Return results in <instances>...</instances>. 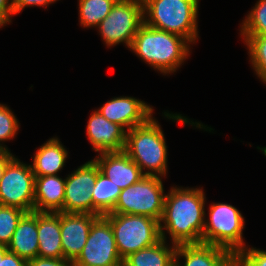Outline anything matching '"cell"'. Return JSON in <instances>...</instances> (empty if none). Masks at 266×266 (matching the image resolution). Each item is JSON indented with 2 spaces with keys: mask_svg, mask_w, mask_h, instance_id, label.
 <instances>
[{
  "mask_svg": "<svg viewBox=\"0 0 266 266\" xmlns=\"http://www.w3.org/2000/svg\"><path fill=\"white\" fill-rule=\"evenodd\" d=\"M202 190L171 188L165 196L163 215L159 221L161 239L166 240L165 228L171 236L172 244L202 243L206 216Z\"/></svg>",
  "mask_w": 266,
  "mask_h": 266,
  "instance_id": "1",
  "label": "cell"
},
{
  "mask_svg": "<svg viewBox=\"0 0 266 266\" xmlns=\"http://www.w3.org/2000/svg\"><path fill=\"white\" fill-rule=\"evenodd\" d=\"M189 41L143 23L134 36L130 49L161 73L175 72L189 55Z\"/></svg>",
  "mask_w": 266,
  "mask_h": 266,
  "instance_id": "2",
  "label": "cell"
},
{
  "mask_svg": "<svg viewBox=\"0 0 266 266\" xmlns=\"http://www.w3.org/2000/svg\"><path fill=\"white\" fill-rule=\"evenodd\" d=\"M123 151L144 175L160 177L166 174L167 146L161 127L152 116L144 124L127 131ZM145 168L147 172H143Z\"/></svg>",
  "mask_w": 266,
  "mask_h": 266,
  "instance_id": "3",
  "label": "cell"
},
{
  "mask_svg": "<svg viewBox=\"0 0 266 266\" xmlns=\"http://www.w3.org/2000/svg\"><path fill=\"white\" fill-rule=\"evenodd\" d=\"M198 3L199 0H148L144 6V23L195 42Z\"/></svg>",
  "mask_w": 266,
  "mask_h": 266,
  "instance_id": "4",
  "label": "cell"
},
{
  "mask_svg": "<svg viewBox=\"0 0 266 266\" xmlns=\"http://www.w3.org/2000/svg\"><path fill=\"white\" fill-rule=\"evenodd\" d=\"M103 217L112 227L117 250L122 259L161 240L160 222L151 217L110 212Z\"/></svg>",
  "mask_w": 266,
  "mask_h": 266,
  "instance_id": "5",
  "label": "cell"
},
{
  "mask_svg": "<svg viewBox=\"0 0 266 266\" xmlns=\"http://www.w3.org/2000/svg\"><path fill=\"white\" fill-rule=\"evenodd\" d=\"M163 184L158 176L145 175L121 190L113 214L144 215L161 220L165 204Z\"/></svg>",
  "mask_w": 266,
  "mask_h": 266,
  "instance_id": "6",
  "label": "cell"
},
{
  "mask_svg": "<svg viewBox=\"0 0 266 266\" xmlns=\"http://www.w3.org/2000/svg\"><path fill=\"white\" fill-rule=\"evenodd\" d=\"M208 220L204 223L202 243L224 248L235 256L245 249L242 239L244 217L234 206L212 204Z\"/></svg>",
  "mask_w": 266,
  "mask_h": 266,
  "instance_id": "7",
  "label": "cell"
},
{
  "mask_svg": "<svg viewBox=\"0 0 266 266\" xmlns=\"http://www.w3.org/2000/svg\"><path fill=\"white\" fill-rule=\"evenodd\" d=\"M35 175L31 165L13 158L0 179V205L34 211Z\"/></svg>",
  "mask_w": 266,
  "mask_h": 266,
  "instance_id": "8",
  "label": "cell"
},
{
  "mask_svg": "<svg viewBox=\"0 0 266 266\" xmlns=\"http://www.w3.org/2000/svg\"><path fill=\"white\" fill-rule=\"evenodd\" d=\"M144 23V7L126 1H116L98 29L107 46L124 42L130 49L134 36Z\"/></svg>",
  "mask_w": 266,
  "mask_h": 266,
  "instance_id": "9",
  "label": "cell"
},
{
  "mask_svg": "<svg viewBox=\"0 0 266 266\" xmlns=\"http://www.w3.org/2000/svg\"><path fill=\"white\" fill-rule=\"evenodd\" d=\"M110 223L100 216L91 226L85 246L73 266H122Z\"/></svg>",
  "mask_w": 266,
  "mask_h": 266,
  "instance_id": "10",
  "label": "cell"
},
{
  "mask_svg": "<svg viewBox=\"0 0 266 266\" xmlns=\"http://www.w3.org/2000/svg\"><path fill=\"white\" fill-rule=\"evenodd\" d=\"M97 179V163L91 160L66 177L62 212L93 214L92 189Z\"/></svg>",
  "mask_w": 266,
  "mask_h": 266,
  "instance_id": "11",
  "label": "cell"
},
{
  "mask_svg": "<svg viewBox=\"0 0 266 266\" xmlns=\"http://www.w3.org/2000/svg\"><path fill=\"white\" fill-rule=\"evenodd\" d=\"M99 215L60 212V232L63 257L74 262L86 244L92 224Z\"/></svg>",
  "mask_w": 266,
  "mask_h": 266,
  "instance_id": "12",
  "label": "cell"
},
{
  "mask_svg": "<svg viewBox=\"0 0 266 266\" xmlns=\"http://www.w3.org/2000/svg\"><path fill=\"white\" fill-rule=\"evenodd\" d=\"M98 111L109 121L129 131L144 124L152 116L153 108L141 100L123 96L111 99Z\"/></svg>",
  "mask_w": 266,
  "mask_h": 266,
  "instance_id": "13",
  "label": "cell"
},
{
  "mask_svg": "<svg viewBox=\"0 0 266 266\" xmlns=\"http://www.w3.org/2000/svg\"><path fill=\"white\" fill-rule=\"evenodd\" d=\"M127 131L120 125L106 119L98 110L91 114L87 135L97 152L123 151Z\"/></svg>",
  "mask_w": 266,
  "mask_h": 266,
  "instance_id": "14",
  "label": "cell"
},
{
  "mask_svg": "<svg viewBox=\"0 0 266 266\" xmlns=\"http://www.w3.org/2000/svg\"><path fill=\"white\" fill-rule=\"evenodd\" d=\"M235 266V255L228 250L205 243L179 244L174 255V266Z\"/></svg>",
  "mask_w": 266,
  "mask_h": 266,
  "instance_id": "15",
  "label": "cell"
},
{
  "mask_svg": "<svg viewBox=\"0 0 266 266\" xmlns=\"http://www.w3.org/2000/svg\"><path fill=\"white\" fill-rule=\"evenodd\" d=\"M99 170L121 190L138 182L145 175L124 152H104L94 159Z\"/></svg>",
  "mask_w": 266,
  "mask_h": 266,
  "instance_id": "16",
  "label": "cell"
},
{
  "mask_svg": "<svg viewBox=\"0 0 266 266\" xmlns=\"http://www.w3.org/2000/svg\"><path fill=\"white\" fill-rule=\"evenodd\" d=\"M66 179L57 175L35 176L34 211L62 212Z\"/></svg>",
  "mask_w": 266,
  "mask_h": 266,
  "instance_id": "17",
  "label": "cell"
},
{
  "mask_svg": "<svg viewBox=\"0 0 266 266\" xmlns=\"http://www.w3.org/2000/svg\"><path fill=\"white\" fill-rule=\"evenodd\" d=\"M37 230L38 256L64 258L60 232V212H37Z\"/></svg>",
  "mask_w": 266,
  "mask_h": 266,
  "instance_id": "18",
  "label": "cell"
},
{
  "mask_svg": "<svg viewBox=\"0 0 266 266\" xmlns=\"http://www.w3.org/2000/svg\"><path fill=\"white\" fill-rule=\"evenodd\" d=\"M37 212L26 213L15 229L8 251L26 261L38 256Z\"/></svg>",
  "mask_w": 266,
  "mask_h": 266,
  "instance_id": "19",
  "label": "cell"
},
{
  "mask_svg": "<svg viewBox=\"0 0 266 266\" xmlns=\"http://www.w3.org/2000/svg\"><path fill=\"white\" fill-rule=\"evenodd\" d=\"M67 150L60 144L58 138L49 139L35 153L31 165L35 176L57 175L67 158Z\"/></svg>",
  "mask_w": 266,
  "mask_h": 266,
  "instance_id": "20",
  "label": "cell"
},
{
  "mask_svg": "<svg viewBox=\"0 0 266 266\" xmlns=\"http://www.w3.org/2000/svg\"><path fill=\"white\" fill-rule=\"evenodd\" d=\"M176 247V244L168 247L161 239L153 246L129 254L123 259L122 266H174Z\"/></svg>",
  "mask_w": 266,
  "mask_h": 266,
  "instance_id": "21",
  "label": "cell"
},
{
  "mask_svg": "<svg viewBox=\"0 0 266 266\" xmlns=\"http://www.w3.org/2000/svg\"><path fill=\"white\" fill-rule=\"evenodd\" d=\"M120 193L119 186L102 174L97 165V179L92 189L93 214L103 216L111 212Z\"/></svg>",
  "mask_w": 266,
  "mask_h": 266,
  "instance_id": "22",
  "label": "cell"
},
{
  "mask_svg": "<svg viewBox=\"0 0 266 266\" xmlns=\"http://www.w3.org/2000/svg\"><path fill=\"white\" fill-rule=\"evenodd\" d=\"M117 0H79L80 24L96 27L108 16Z\"/></svg>",
  "mask_w": 266,
  "mask_h": 266,
  "instance_id": "23",
  "label": "cell"
},
{
  "mask_svg": "<svg viewBox=\"0 0 266 266\" xmlns=\"http://www.w3.org/2000/svg\"><path fill=\"white\" fill-rule=\"evenodd\" d=\"M249 48L251 63L259 78L266 83V36L243 35Z\"/></svg>",
  "mask_w": 266,
  "mask_h": 266,
  "instance_id": "24",
  "label": "cell"
},
{
  "mask_svg": "<svg viewBox=\"0 0 266 266\" xmlns=\"http://www.w3.org/2000/svg\"><path fill=\"white\" fill-rule=\"evenodd\" d=\"M26 211L17 207L0 205V244L8 246L15 229Z\"/></svg>",
  "mask_w": 266,
  "mask_h": 266,
  "instance_id": "25",
  "label": "cell"
},
{
  "mask_svg": "<svg viewBox=\"0 0 266 266\" xmlns=\"http://www.w3.org/2000/svg\"><path fill=\"white\" fill-rule=\"evenodd\" d=\"M241 35L266 36V0H259L244 20Z\"/></svg>",
  "mask_w": 266,
  "mask_h": 266,
  "instance_id": "26",
  "label": "cell"
},
{
  "mask_svg": "<svg viewBox=\"0 0 266 266\" xmlns=\"http://www.w3.org/2000/svg\"><path fill=\"white\" fill-rule=\"evenodd\" d=\"M19 128L16 116L5 105L0 104V141H7L14 138ZM0 150H8L6 147L0 144Z\"/></svg>",
  "mask_w": 266,
  "mask_h": 266,
  "instance_id": "27",
  "label": "cell"
},
{
  "mask_svg": "<svg viewBox=\"0 0 266 266\" xmlns=\"http://www.w3.org/2000/svg\"><path fill=\"white\" fill-rule=\"evenodd\" d=\"M235 266H266V251L245 248L235 256Z\"/></svg>",
  "mask_w": 266,
  "mask_h": 266,
  "instance_id": "28",
  "label": "cell"
},
{
  "mask_svg": "<svg viewBox=\"0 0 266 266\" xmlns=\"http://www.w3.org/2000/svg\"><path fill=\"white\" fill-rule=\"evenodd\" d=\"M27 266H73V262L64 258L35 257L27 261Z\"/></svg>",
  "mask_w": 266,
  "mask_h": 266,
  "instance_id": "29",
  "label": "cell"
},
{
  "mask_svg": "<svg viewBox=\"0 0 266 266\" xmlns=\"http://www.w3.org/2000/svg\"><path fill=\"white\" fill-rule=\"evenodd\" d=\"M56 0H13L14 14L19 13L26 6H48Z\"/></svg>",
  "mask_w": 266,
  "mask_h": 266,
  "instance_id": "30",
  "label": "cell"
},
{
  "mask_svg": "<svg viewBox=\"0 0 266 266\" xmlns=\"http://www.w3.org/2000/svg\"><path fill=\"white\" fill-rule=\"evenodd\" d=\"M12 14H14L13 0H0V26L10 23Z\"/></svg>",
  "mask_w": 266,
  "mask_h": 266,
  "instance_id": "31",
  "label": "cell"
},
{
  "mask_svg": "<svg viewBox=\"0 0 266 266\" xmlns=\"http://www.w3.org/2000/svg\"><path fill=\"white\" fill-rule=\"evenodd\" d=\"M0 266H27V261L8 251L0 261Z\"/></svg>",
  "mask_w": 266,
  "mask_h": 266,
  "instance_id": "32",
  "label": "cell"
},
{
  "mask_svg": "<svg viewBox=\"0 0 266 266\" xmlns=\"http://www.w3.org/2000/svg\"><path fill=\"white\" fill-rule=\"evenodd\" d=\"M14 158L9 150H0V179L3 176L7 164Z\"/></svg>",
  "mask_w": 266,
  "mask_h": 266,
  "instance_id": "33",
  "label": "cell"
},
{
  "mask_svg": "<svg viewBox=\"0 0 266 266\" xmlns=\"http://www.w3.org/2000/svg\"><path fill=\"white\" fill-rule=\"evenodd\" d=\"M117 1L132 2V3H136L144 7L148 0H117Z\"/></svg>",
  "mask_w": 266,
  "mask_h": 266,
  "instance_id": "34",
  "label": "cell"
},
{
  "mask_svg": "<svg viewBox=\"0 0 266 266\" xmlns=\"http://www.w3.org/2000/svg\"><path fill=\"white\" fill-rule=\"evenodd\" d=\"M8 252V247L5 245L0 244V261L2 260L3 256Z\"/></svg>",
  "mask_w": 266,
  "mask_h": 266,
  "instance_id": "35",
  "label": "cell"
},
{
  "mask_svg": "<svg viewBox=\"0 0 266 266\" xmlns=\"http://www.w3.org/2000/svg\"><path fill=\"white\" fill-rule=\"evenodd\" d=\"M261 150L263 151L264 155L266 156V147L261 148Z\"/></svg>",
  "mask_w": 266,
  "mask_h": 266,
  "instance_id": "36",
  "label": "cell"
}]
</instances>
